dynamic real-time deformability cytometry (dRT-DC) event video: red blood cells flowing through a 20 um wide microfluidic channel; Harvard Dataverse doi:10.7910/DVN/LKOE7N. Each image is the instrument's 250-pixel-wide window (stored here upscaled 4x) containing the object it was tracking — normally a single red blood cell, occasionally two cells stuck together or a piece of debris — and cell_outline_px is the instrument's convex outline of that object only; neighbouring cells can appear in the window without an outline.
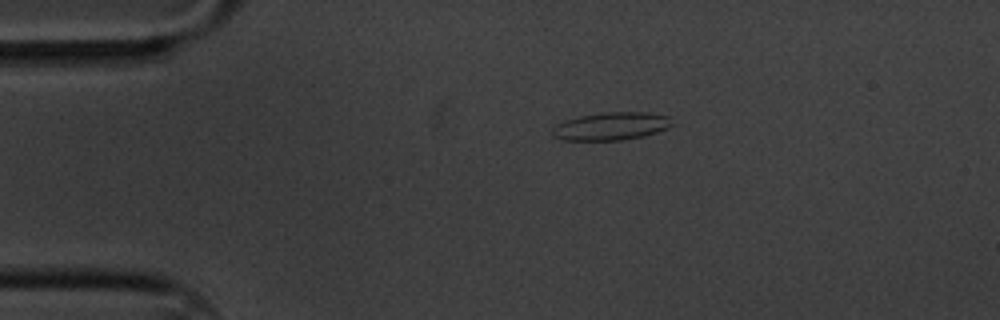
{"species": "common noctule bat (a hibernating species)", "species_latin": "Nyctalus noctula", "temperature_condition": "cold", "stored_images_in_passage": 49, "camera_frame_rate_fps": 3000, "um_per_image_px": 0.085, "animal": {"sex": "male", "body_mass_g": 20.1, "forearm_length_mm": 53.5}, "frame": {"image": 1, "passage_image": 1, "time_ms": 0.0, "image_size_px": [1000, 320], "cell_outline_px": [[676, 124], [668, 128], [644, 136], [620, 140], [564, 140], [552, 136], [552, 128], [556, 124], [564, 120], [580, 116], [604, 112], [640, 112], [668, 116]], "centroid_in_image_um": [51.94, 10.73], "position_along_channel_um": 33.1, "area_um2": 19.48}}
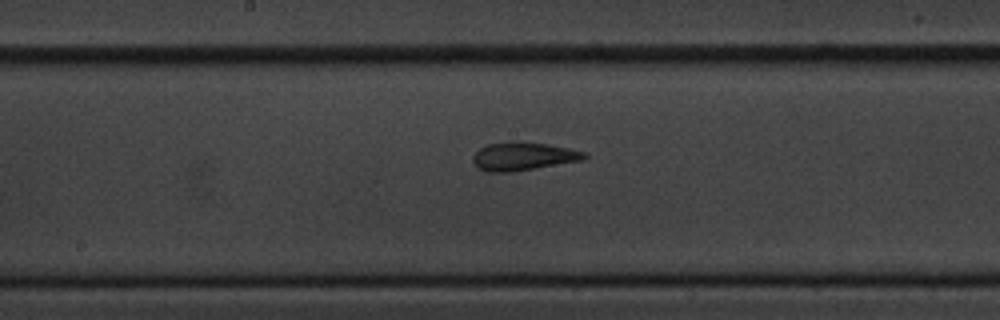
{"frame": {"image": 2, "passage_image": 20, "time_ms": 6.333, "image_size_px": [1000, 320], "cell_outline_px": [[588, 156], [584, 160], [512, 172], [488, 172], [480, 168], [472, 160], [472, 156], [480, 148], [488, 144], [512, 140], [520, 140], [548, 144], [568, 148], [584, 152]], "centroid_in_image_um": [44.47, 13.27], "position_along_channel_um": 203.7, "area_um2": 18.5}}
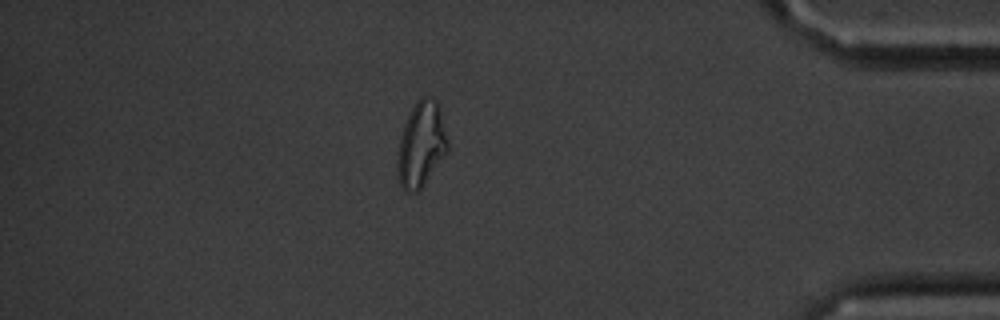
{"frame": {"image": 3, "passage_image": 41, "time_ms": 13.333, "image_size_px": [1000, 320], "cell_outline_px": [[448, 152], [424, 184], [416, 192], [404, 192], [400, 188], [396, 168], [396, 160], [400, 136], [404, 124], [416, 100], [420, 96], [424, 96], [436, 100], [440, 108], [448, 140]], "centroid_in_image_um": [35.78, 12.3], "position_along_channel_um": 399.4, "area_um2": 25.26}, "authors_computed_cell_mechanics": {"area_um2": 18.3226, "velocity_mm_per_s": 3.3256, "shape_relaxation_time_tau1_ms": null, "shape_relaxation_time_tau2_ms": 2.6484, "deformation_change_tau1": null, "deformation_change_tau2": 0.1049}}